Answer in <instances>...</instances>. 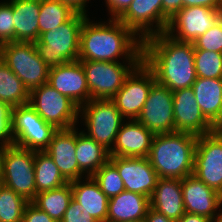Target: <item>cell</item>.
Returning <instances> with one entry per match:
<instances>
[{
	"label": "cell",
	"mask_w": 222,
	"mask_h": 222,
	"mask_svg": "<svg viewBox=\"0 0 222 222\" xmlns=\"http://www.w3.org/2000/svg\"><path fill=\"white\" fill-rule=\"evenodd\" d=\"M194 51V43L175 40L162 32L143 40L142 61L158 84L174 92L192 87L197 79Z\"/></svg>",
	"instance_id": "1"
},
{
	"label": "cell",
	"mask_w": 222,
	"mask_h": 222,
	"mask_svg": "<svg viewBox=\"0 0 222 222\" xmlns=\"http://www.w3.org/2000/svg\"><path fill=\"white\" fill-rule=\"evenodd\" d=\"M89 21L87 18L81 28L79 61L119 62L120 56L127 62L142 61L143 41L122 22L113 18L107 25Z\"/></svg>",
	"instance_id": "2"
},
{
	"label": "cell",
	"mask_w": 222,
	"mask_h": 222,
	"mask_svg": "<svg viewBox=\"0 0 222 222\" xmlns=\"http://www.w3.org/2000/svg\"><path fill=\"white\" fill-rule=\"evenodd\" d=\"M197 139L184 132L155 134L148 159L158 178L184 179L192 175Z\"/></svg>",
	"instance_id": "3"
},
{
	"label": "cell",
	"mask_w": 222,
	"mask_h": 222,
	"mask_svg": "<svg viewBox=\"0 0 222 222\" xmlns=\"http://www.w3.org/2000/svg\"><path fill=\"white\" fill-rule=\"evenodd\" d=\"M87 14L75 13L53 30L42 33L34 44L40 58L51 68L77 61L80 32Z\"/></svg>",
	"instance_id": "4"
},
{
	"label": "cell",
	"mask_w": 222,
	"mask_h": 222,
	"mask_svg": "<svg viewBox=\"0 0 222 222\" xmlns=\"http://www.w3.org/2000/svg\"><path fill=\"white\" fill-rule=\"evenodd\" d=\"M0 58L29 92L48 83L50 68L40 58L34 42H5L0 45Z\"/></svg>",
	"instance_id": "5"
},
{
	"label": "cell",
	"mask_w": 222,
	"mask_h": 222,
	"mask_svg": "<svg viewBox=\"0 0 222 222\" xmlns=\"http://www.w3.org/2000/svg\"><path fill=\"white\" fill-rule=\"evenodd\" d=\"M57 130L44 121L29 103L12 108L11 133L16 146L45 151Z\"/></svg>",
	"instance_id": "6"
},
{
	"label": "cell",
	"mask_w": 222,
	"mask_h": 222,
	"mask_svg": "<svg viewBox=\"0 0 222 222\" xmlns=\"http://www.w3.org/2000/svg\"><path fill=\"white\" fill-rule=\"evenodd\" d=\"M35 151L16 145L5 146L2 158V184L32 202L36 197Z\"/></svg>",
	"instance_id": "7"
},
{
	"label": "cell",
	"mask_w": 222,
	"mask_h": 222,
	"mask_svg": "<svg viewBox=\"0 0 222 222\" xmlns=\"http://www.w3.org/2000/svg\"><path fill=\"white\" fill-rule=\"evenodd\" d=\"M79 113L88 130L85 134L110 151L124 123L116 104L111 99H91L80 107Z\"/></svg>",
	"instance_id": "8"
},
{
	"label": "cell",
	"mask_w": 222,
	"mask_h": 222,
	"mask_svg": "<svg viewBox=\"0 0 222 222\" xmlns=\"http://www.w3.org/2000/svg\"><path fill=\"white\" fill-rule=\"evenodd\" d=\"M29 104L44 121L56 129L75 127L80 115V107L48 83L30 91Z\"/></svg>",
	"instance_id": "9"
},
{
	"label": "cell",
	"mask_w": 222,
	"mask_h": 222,
	"mask_svg": "<svg viewBox=\"0 0 222 222\" xmlns=\"http://www.w3.org/2000/svg\"><path fill=\"white\" fill-rule=\"evenodd\" d=\"M193 175L222 195V127L198 136Z\"/></svg>",
	"instance_id": "10"
},
{
	"label": "cell",
	"mask_w": 222,
	"mask_h": 222,
	"mask_svg": "<svg viewBox=\"0 0 222 222\" xmlns=\"http://www.w3.org/2000/svg\"><path fill=\"white\" fill-rule=\"evenodd\" d=\"M87 79L91 99H112L126 77L140 62L80 61Z\"/></svg>",
	"instance_id": "11"
},
{
	"label": "cell",
	"mask_w": 222,
	"mask_h": 222,
	"mask_svg": "<svg viewBox=\"0 0 222 222\" xmlns=\"http://www.w3.org/2000/svg\"><path fill=\"white\" fill-rule=\"evenodd\" d=\"M156 83L152 70L141 61L126 77L123 86L111 99L125 119L137 120L151 87Z\"/></svg>",
	"instance_id": "12"
},
{
	"label": "cell",
	"mask_w": 222,
	"mask_h": 222,
	"mask_svg": "<svg viewBox=\"0 0 222 222\" xmlns=\"http://www.w3.org/2000/svg\"><path fill=\"white\" fill-rule=\"evenodd\" d=\"M222 18V9L206 6L183 7L169 19L165 33L181 42H192ZM175 31L177 34H175Z\"/></svg>",
	"instance_id": "13"
},
{
	"label": "cell",
	"mask_w": 222,
	"mask_h": 222,
	"mask_svg": "<svg viewBox=\"0 0 222 222\" xmlns=\"http://www.w3.org/2000/svg\"><path fill=\"white\" fill-rule=\"evenodd\" d=\"M172 91L158 84L151 87L137 121L154 134L175 132Z\"/></svg>",
	"instance_id": "14"
},
{
	"label": "cell",
	"mask_w": 222,
	"mask_h": 222,
	"mask_svg": "<svg viewBox=\"0 0 222 222\" xmlns=\"http://www.w3.org/2000/svg\"><path fill=\"white\" fill-rule=\"evenodd\" d=\"M172 93L175 132L202 136L217 129L203 115L192 87L179 89Z\"/></svg>",
	"instance_id": "15"
},
{
	"label": "cell",
	"mask_w": 222,
	"mask_h": 222,
	"mask_svg": "<svg viewBox=\"0 0 222 222\" xmlns=\"http://www.w3.org/2000/svg\"><path fill=\"white\" fill-rule=\"evenodd\" d=\"M109 161L117 168L125 190L151 197L158 176L148 157L110 156Z\"/></svg>",
	"instance_id": "16"
},
{
	"label": "cell",
	"mask_w": 222,
	"mask_h": 222,
	"mask_svg": "<svg viewBox=\"0 0 222 222\" xmlns=\"http://www.w3.org/2000/svg\"><path fill=\"white\" fill-rule=\"evenodd\" d=\"M48 84L79 107L91 100L86 74L79 60L51 67Z\"/></svg>",
	"instance_id": "17"
},
{
	"label": "cell",
	"mask_w": 222,
	"mask_h": 222,
	"mask_svg": "<svg viewBox=\"0 0 222 222\" xmlns=\"http://www.w3.org/2000/svg\"><path fill=\"white\" fill-rule=\"evenodd\" d=\"M118 20L142 41L162 33V0H133Z\"/></svg>",
	"instance_id": "18"
},
{
	"label": "cell",
	"mask_w": 222,
	"mask_h": 222,
	"mask_svg": "<svg viewBox=\"0 0 222 222\" xmlns=\"http://www.w3.org/2000/svg\"><path fill=\"white\" fill-rule=\"evenodd\" d=\"M183 204L186 213L205 216L214 220L220 213L222 195L209 188L195 175L186 176L182 179Z\"/></svg>",
	"instance_id": "19"
},
{
	"label": "cell",
	"mask_w": 222,
	"mask_h": 222,
	"mask_svg": "<svg viewBox=\"0 0 222 222\" xmlns=\"http://www.w3.org/2000/svg\"><path fill=\"white\" fill-rule=\"evenodd\" d=\"M45 152L53 159L62 176L72 182L83 178L76 160V128L58 129Z\"/></svg>",
	"instance_id": "20"
},
{
	"label": "cell",
	"mask_w": 222,
	"mask_h": 222,
	"mask_svg": "<svg viewBox=\"0 0 222 222\" xmlns=\"http://www.w3.org/2000/svg\"><path fill=\"white\" fill-rule=\"evenodd\" d=\"M131 121V122H130ZM122 123L115 139L110 156L148 157L155 134L137 120Z\"/></svg>",
	"instance_id": "21"
},
{
	"label": "cell",
	"mask_w": 222,
	"mask_h": 222,
	"mask_svg": "<svg viewBox=\"0 0 222 222\" xmlns=\"http://www.w3.org/2000/svg\"><path fill=\"white\" fill-rule=\"evenodd\" d=\"M150 208L167 218L178 220L185 212L182 193V179L158 178L149 198Z\"/></svg>",
	"instance_id": "22"
},
{
	"label": "cell",
	"mask_w": 222,
	"mask_h": 222,
	"mask_svg": "<svg viewBox=\"0 0 222 222\" xmlns=\"http://www.w3.org/2000/svg\"><path fill=\"white\" fill-rule=\"evenodd\" d=\"M149 207V197L125 190L109 199L107 222L143 220Z\"/></svg>",
	"instance_id": "23"
},
{
	"label": "cell",
	"mask_w": 222,
	"mask_h": 222,
	"mask_svg": "<svg viewBox=\"0 0 222 222\" xmlns=\"http://www.w3.org/2000/svg\"><path fill=\"white\" fill-rule=\"evenodd\" d=\"M203 115L216 127H222V79L197 78L192 85Z\"/></svg>",
	"instance_id": "24"
},
{
	"label": "cell",
	"mask_w": 222,
	"mask_h": 222,
	"mask_svg": "<svg viewBox=\"0 0 222 222\" xmlns=\"http://www.w3.org/2000/svg\"><path fill=\"white\" fill-rule=\"evenodd\" d=\"M78 179L71 182L72 198L92 215L98 222H107L109 198L92 176H86L85 182Z\"/></svg>",
	"instance_id": "25"
},
{
	"label": "cell",
	"mask_w": 222,
	"mask_h": 222,
	"mask_svg": "<svg viewBox=\"0 0 222 222\" xmlns=\"http://www.w3.org/2000/svg\"><path fill=\"white\" fill-rule=\"evenodd\" d=\"M9 2L13 5L14 41H38L40 0H11Z\"/></svg>",
	"instance_id": "26"
},
{
	"label": "cell",
	"mask_w": 222,
	"mask_h": 222,
	"mask_svg": "<svg viewBox=\"0 0 222 222\" xmlns=\"http://www.w3.org/2000/svg\"><path fill=\"white\" fill-rule=\"evenodd\" d=\"M110 159L109 150L87 136L83 131H76V160L79 168L92 176Z\"/></svg>",
	"instance_id": "27"
},
{
	"label": "cell",
	"mask_w": 222,
	"mask_h": 222,
	"mask_svg": "<svg viewBox=\"0 0 222 222\" xmlns=\"http://www.w3.org/2000/svg\"><path fill=\"white\" fill-rule=\"evenodd\" d=\"M34 171L36 194L59 188L68 183L53 159L45 151H35Z\"/></svg>",
	"instance_id": "28"
},
{
	"label": "cell",
	"mask_w": 222,
	"mask_h": 222,
	"mask_svg": "<svg viewBox=\"0 0 222 222\" xmlns=\"http://www.w3.org/2000/svg\"><path fill=\"white\" fill-rule=\"evenodd\" d=\"M72 199L71 182L49 191L37 193L32 203L60 222Z\"/></svg>",
	"instance_id": "29"
},
{
	"label": "cell",
	"mask_w": 222,
	"mask_h": 222,
	"mask_svg": "<svg viewBox=\"0 0 222 222\" xmlns=\"http://www.w3.org/2000/svg\"><path fill=\"white\" fill-rule=\"evenodd\" d=\"M30 92L0 58V100L11 108L29 103Z\"/></svg>",
	"instance_id": "30"
},
{
	"label": "cell",
	"mask_w": 222,
	"mask_h": 222,
	"mask_svg": "<svg viewBox=\"0 0 222 222\" xmlns=\"http://www.w3.org/2000/svg\"><path fill=\"white\" fill-rule=\"evenodd\" d=\"M76 12L58 0H40L39 36L69 20Z\"/></svg>",
	"instance_id": "31"
},
{
	"label": "cell",
	"mask_w": 222,
	"mask_h": 222,
	"mask_svg": "<svg viewBox=\"0 0 222 222\" xmlns=\"http://www.w3.org/2000/svg\"><path fill=\"white\" fill-rule=\"evenodd\" d=\"M28 203L24 197L0 184V222H22Z\"/></svg>",
	"instance_id": "32"
},
{
	"label": "cell",
	"mask_w": 222,
	"mask_h": 222,
	"mask_svg": "<svg viewBox=\"0 0 222 222\" xmlns=\"http://www.w3.org/2000/svg\"><path fill=\"white\" fill-rule=\"evenodd\" d=\"M194 65L197 78L222 79V53L195 50Z\"/></svg>",
	"instance_id": "33"
},
{
	"label": "cell",
	"mask_w": 222,
	"mask_h": 222,
	"mask_svg": "<svg viewBox=\"0 0 222 222\" xmlns=\"http://www.w3.org/2000/svg\"><path fill=\"white\" fill-rule=\"evenodd\" d=\"M92 177L109 199L125 191L123 180L110 161L98 169Z\"/></svg>",
	"instance_id": "34"
},
{
	"label": "cell",
	"mask_w": 222,
	"mask_h": 222,
	"mask_svg": "<svg viewBox=\"0 0 222 222\" xmlns=\"http://www.w3.org/2000/svg\"><path fill=\"white\" fill-rule=\"evenodd\" d=\"M194 49L222 53V18L194 41Z\"/></svg>",
	"instance_id": "35"
},
{
	"label": "cell",
	"mask_w": 222,
	"mask_h": 222,
	"mask_svg": "<svg viewBox=\"0 0 222 222\" xmlns=\"http://www.w3.org/2000/svg\"><path fill=\"white\" fill-rule=\"evenodd\" d=\"M14 41L13 5L0 3V44Z\"/></svg>",
	"instance_id": "36"
},
{
	"label": "cell",
	"mask_w": 222,
	"mask_h": 222,
	"mask_svg": "<svg viewBox=\"0 0 222 222\" xmlns=\"http://www.w3.org/2000/svg\"><path fill=\"white\" fill-rule=\"evenodd\" d=\"M11 111L12 108L0 100V144L3 146L13 145Z\"/></svg>",
	"instance_id": "37"
},
{
	"label": "cell",
	"mask_w": 222,
	"mask_h": 222,
	"mask_svg": "<svg viewBox=\"0 0 222 222\" xmlns=\"http://www.w3.org/2000/svg\"><path fill=\"white\" fill-rule=\"evenodd\" d=\"M60 222H98L95 218L85 211L78 202L71 199L67 210Z\"/></svg>",
	"instance_id": "38"
},
{
	"label": "cell",
	"mask_w": 222,
	"mask_h": 222,
	"mask_svg": "<svg viewBox=\"0 0 222 222\" xmlns=\"http://www.w3.org/2000/svg\"><path fill=\"white\" fill-rule=\"evenodd\" d=\"M22 222H57L51 218L46 212L40 210L32 202H29L23 213Z\"/></svg>",
	"instance_id": "39"
},
{
	"label": "cell",
	"mask_w": 222,
	"mask_h": 222,
	"mask_svg": "<svg viewBox=\"0 0 222 222\" xmlns=\"http://www.w3.org/2000/svg\"><path fill=\"white\" fill-rule=\"evenodd\" d=\"M182 9V0H162V32H165L169 19Z\"/></svg>",
	"instance_id": "40"
},
{
	"label": "cell",
	"mask_w": 222,
	"mask_h": 222,
	"mask_svg": "<svg viewBox=\"0 0 222 222\" xmlns=\"http://www.w3.org/2000/svg\"><path fill=\"white\" fill-rule=\"evenodd\" d=\"M113 19H118L130 6L133 0H105Z\"/></svg>",
	"instance_id": "41"
},
{
	"label": "cell",
	"mask_w": 222,
	"mask_h": 222,
	"mask_svg": "<svg viewBox=\"0 0 222 222\" xmlns=\"http://www.w3.org/2000/svg\"><path fill=\"white\" fill-rule=\"evenodd\" d=\"M192 6H206L213 9H222V0H182V8Z\"/></svg>",
	"instance_id": "42"
},
{
	"label": "cell",
	"mask_w": 222,
	"mask_h": 222,
	"mask_svg": "<svg viewBox=\"0 0 222 222\" xmlns=\"http://www.w3.org/2000/svg\"><path fill=\"white\" fill-rule=\"evenodd\" d=\"M145 221L146 222H176L175 220L167 218L162 213H159L158 211H156L150 207L147 210Z\"/></svg>",
	"instance_id": "43"
},
{
	"label": "cell",
	"mask_w": 222,
	"mask_h": 222,
	"mask_svg": "<svg viewBox=\"0 0 222 222\" xmlns=\"http://www.w3.org/2000/svg\"><path fill=\"white\" fill-rule=\"evenodd\" d=\"M63 4L70 6L75 12L86 15L85 6L88 0H58Z\"/></svg>",
	"instance_id": "44"
},
{
	"label": "cell",
	"mask_w": 222,
	"mask_h": 222,
	"mask_svg": "<svg viewBox=\"0 0 222 222\" xmlns=\"http://www.w3.org/2000/svg\"><path fill=\"white\" fill-rule=\"evenodd\" d=\"M176 222H212V220L202 215L185 213Z\"/></svg>",
	"instance_id": "45"
},
{
	"label": "cell",
	"mask_w": 222,
	"mask_h": 222,
	"mask_svg": "<svg viewBox=\"0 0 222 222\" xmlns=\"http://www.w3.org/2000/svg\"><path fill=\"white\" fill-rule=\"evenodd\" d=\"M5 146L0 144V184L2 183V158Z\"/></svg>",
	"instance_id": "46"
},
{
	"label": "cell",
	"mask_w": 222,
	"mask_h": 222,
	"mask_svg": "<svg viewBox=\"0 0 222 222\" xmlns=\"http://www.w3.org/2000/svg\"><path fill=\"white\" fill-rule=\"evenodd\" d=\"M221 212L212 222H222V211L218 210Z\"/></svg>",
	"instance_id": "47"
},
{
	"label": "cell",
	"mask_w": 222,
	"mask_h": 222,
	"mask_svg": "<svg viewBox=\"0 0 222 222\" xmlns=\"http://www.w3.org/2000/svg\"><path fill=\"white\" fill-rule=\"evenodd\" d=\"M128 222H146V221H145V219H143V220L128 221Z\"/></svg>",
	"instance_id": "48"
}]
</instances>
